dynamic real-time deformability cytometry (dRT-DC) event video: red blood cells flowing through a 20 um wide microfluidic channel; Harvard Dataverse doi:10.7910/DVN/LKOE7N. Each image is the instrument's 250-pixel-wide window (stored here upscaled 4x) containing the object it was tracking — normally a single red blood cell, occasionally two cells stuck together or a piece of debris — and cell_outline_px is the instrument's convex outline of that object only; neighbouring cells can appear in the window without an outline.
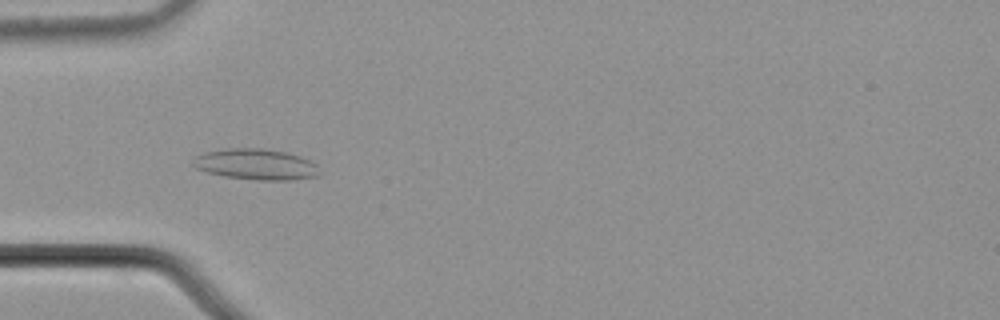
{"species": "common noctule bat (a hibernating species)", "species_latin": "Nyctalus noctula", "temperature_condition": "cold", "stored_images_in_passage": 51, "camera_frame_rate_fps": 3000, "um_per_image_px": 0.085, "animal": {"sex": "male", "body_mass_g": 21.5, "forearm_length_mm": 52.0}, "frame": {"image": 1, "passage_image": 13, "time_ms": 4.0, "image_size_px": [1000, 320], "cell_outline_px": [[320, 176], [292, 180], [256, 180], [224, 176], [208, 172], [196, 168], [192, 164], [196, 156], [204, 152], [228, 148], [264, 148], [288, 152], [300, 156], [316, 164], [320, 172]], "centroid_in_image_um": [21.79, 13.97], "position_along_channel_um": 63.2, "area_um2": 22.89}}
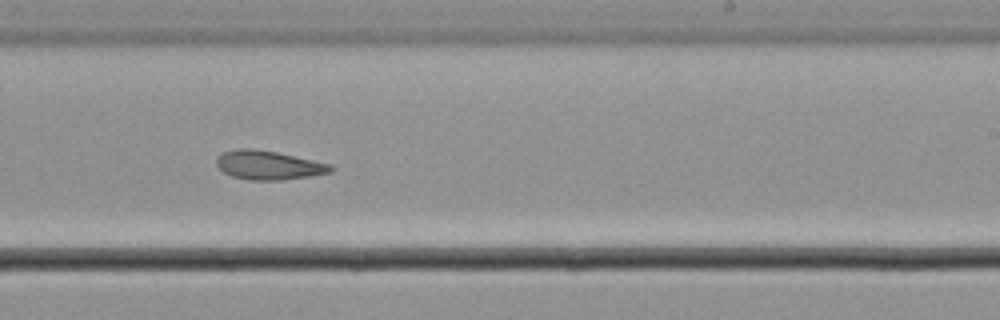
{"frame": {"image": 2, "passage_image": 30, "time_ms": 9.667, "image_size_px": [1000, 320], "cell_outline_px": [[336, 168], [332, 172], [312, 176], [284, 180], [248, 180], [232, 176], [224, 172], [216, 164], [216, 160], [224, 152], [236, 148], [252, 148], [276, 152], [332, 164]], "centroid_in_image_um": [22.88, 14.04], "position_along_channel_um": 266.1, "area_um2": 19.36}}
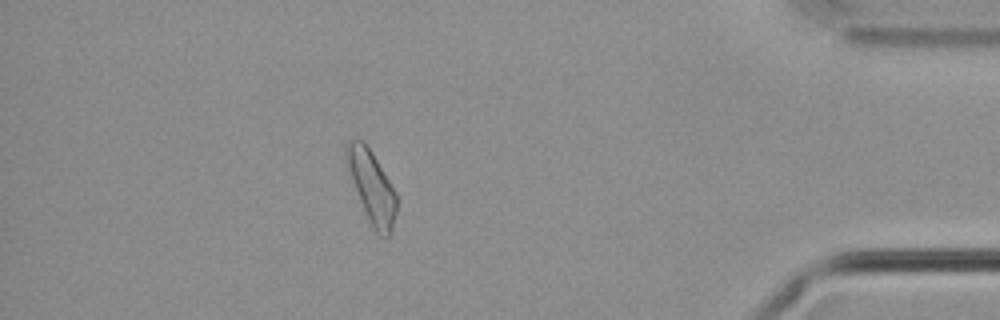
{"frame": {"image": 3, "passage_image": 45, "time_ms": 14.667, "image_size_px": [1000, 320], "cell_outline_px": [[396, 212], [392, 232], [388, 236], [380, 236], [372, 228], [360, 200], [344, 160], [348, 140], [360, 140], [372, 152], [396, 192]], "centroid_in_image_um": [31.6, 15.91], "position_along_channel_um": 403.6, "area_um2": 20.63}}